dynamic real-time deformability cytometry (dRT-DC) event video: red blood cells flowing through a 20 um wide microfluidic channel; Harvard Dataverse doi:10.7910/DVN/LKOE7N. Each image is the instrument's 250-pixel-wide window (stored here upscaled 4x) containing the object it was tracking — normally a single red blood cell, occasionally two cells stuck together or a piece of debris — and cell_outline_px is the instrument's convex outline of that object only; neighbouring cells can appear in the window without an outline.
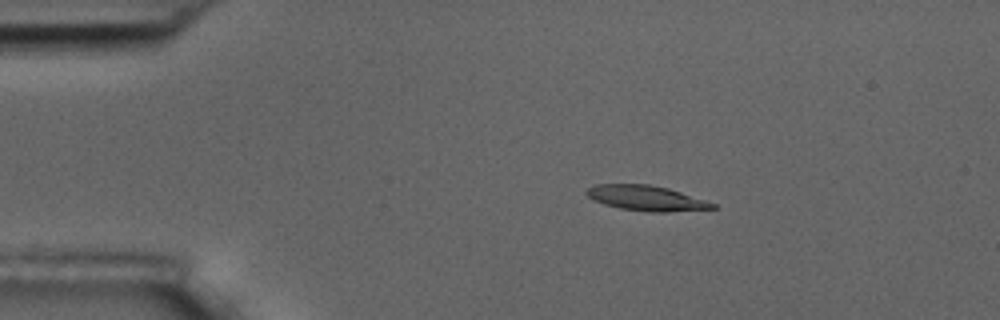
{"species": "common noctule bat (a hibernating species)", "species_latin": "Nyctalus noctula", "temperature_condition": "room temperature", "stored_images_in_passage": 5, "camera_frame_rate_fps": 3000, "um_per_image_px": 0.085, "animal": {"sex": "male", "body_mass_g": 17.5, "forearm_length_mm": 52.3}, "frame": {"image": 1, "passage_image": 3, "time_ms": 3.333, "image_size_px": [1000, 320], "cell_outline_px": [[716, 208], [668, 212], [652, 212], [620, 208], [604, 204], [588, 196], [584, 192], [588, 188], [596, 184], [648, 184], [668, 188], [716, 204]], "centroid_in_image_um": [54.92, 16.83], "position_along_channel_um": 30.1, "area_um2": 18.21}}